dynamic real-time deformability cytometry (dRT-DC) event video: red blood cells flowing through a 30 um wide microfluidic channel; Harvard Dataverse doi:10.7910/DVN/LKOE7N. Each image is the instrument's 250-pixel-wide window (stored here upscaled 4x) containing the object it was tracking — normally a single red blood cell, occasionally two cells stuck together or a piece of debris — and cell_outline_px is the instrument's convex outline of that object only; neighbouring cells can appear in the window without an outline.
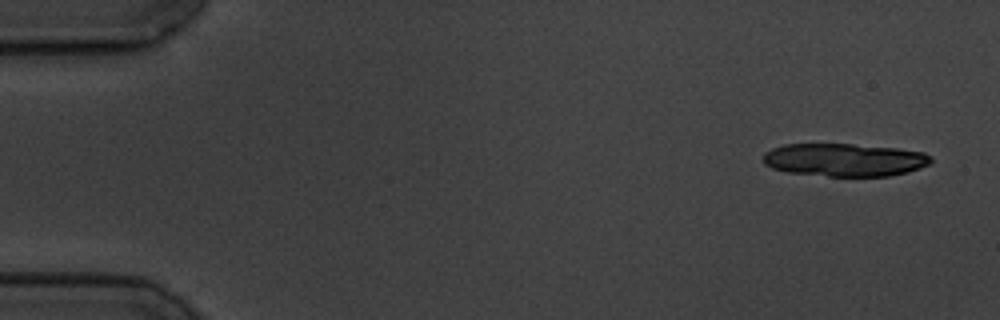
{"species": "common noctule bat (a hibernating species)", "species_latin": "Nyctalus noctula", "temperature_condition": "cold", "stored_images_in_passage": 4, "segment_of_instrument_passage": [2, 2], "camera_frame_rate_fps": 3000, "um_per_image_px": 0.085, "animal": {"sex": "male", "body_mass_g": 19.5, "forearm_length_mm": 54.6}, "frame": {"image": 1, "passage_image": 4, "time_ms": 4.333, "image_size_px": [1000, 320], "cell_outline_px": [[932, 160], [928, 164], [920, 168], [908, 172], [888, 176], [828, 176], [788, 172], [772, 168], [764, 164], [764, 152], [772, 148], [784, 144], [852, 144], [896, 148], [924, 152], [932, 156]], "centroid_in_image_um": [71.79, 13.58], "position_along_channel_um": 13.2, "area_um2": 32.25}}